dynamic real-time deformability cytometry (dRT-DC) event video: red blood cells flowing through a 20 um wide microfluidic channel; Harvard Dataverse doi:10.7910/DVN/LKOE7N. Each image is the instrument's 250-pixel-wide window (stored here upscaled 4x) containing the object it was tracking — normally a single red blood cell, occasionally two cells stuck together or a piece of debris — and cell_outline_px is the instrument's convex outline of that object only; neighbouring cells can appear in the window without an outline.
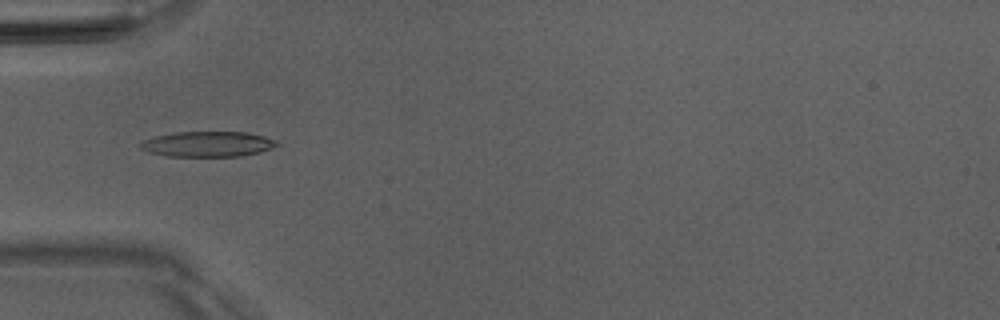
{"species": "Egyptian fruit bat (a non-hibernating species)", "species_latin": "Rousettus aegyptiacus", "temperature_condition": "room temperature", "stored_images_in_passage": 5, "camera_frame_rate_fps": 3000, "um_per_image_px": 0.085, "animal": {"sex": "male"}, "frame": {"image": 1, "passage_image": 5, "time_ms": 4.667, "image_size_px": [1000, 320], "cell_outline_px": [[280, 144], [272, 148], [260, 152], [240, 156], [164, 156], [148, 152], [140, 148], [140, 144], [144, 140], [156, 136], [176, 132], [248, 132], [264, 136], [276, 140]], "centroid_in_image_um": [17.67, 12.25], "position_along_channel_um": 67.3, "area_um2": 20.17}}